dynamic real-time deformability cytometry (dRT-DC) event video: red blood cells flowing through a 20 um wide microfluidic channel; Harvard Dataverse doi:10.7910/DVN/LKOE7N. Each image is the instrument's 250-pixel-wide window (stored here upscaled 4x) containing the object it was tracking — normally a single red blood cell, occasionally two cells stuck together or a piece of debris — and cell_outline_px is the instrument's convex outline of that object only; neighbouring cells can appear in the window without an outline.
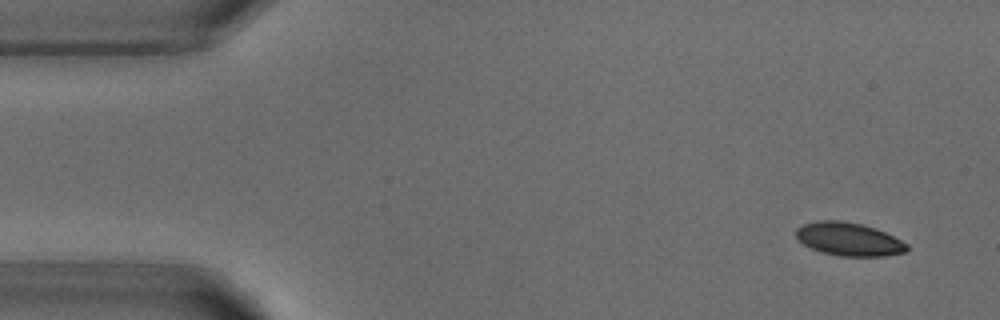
{"species": "common noctule bat (a hibernating species)", "species_latin": "Nyctalus noctula", "temperature_condition": "warm", "stored_images_in_passage": 4, "camera_frame_rate_fps": 3000, "um_per_image_px": 0.085, "animal": {"sex": "male", "body_mass_g": 18.8}, "frame": {"image": 1, "passage_image": 1, "time_ms": 0.0, "image_size_px": [1000, 320], "cell_outline_px": [[908, 248], [904, 252], [884, 256], [840, 256], [824, 252], [812, 248], [804, 244], [796, 236], [796, 228], [804, 224], [816, 220], [844, 220], [876, 228], [908, 244]], "centroid_in_image_um": [72.14, 20.31], "position_along_channel_um": 12.9, "area_um2": 21.27}}
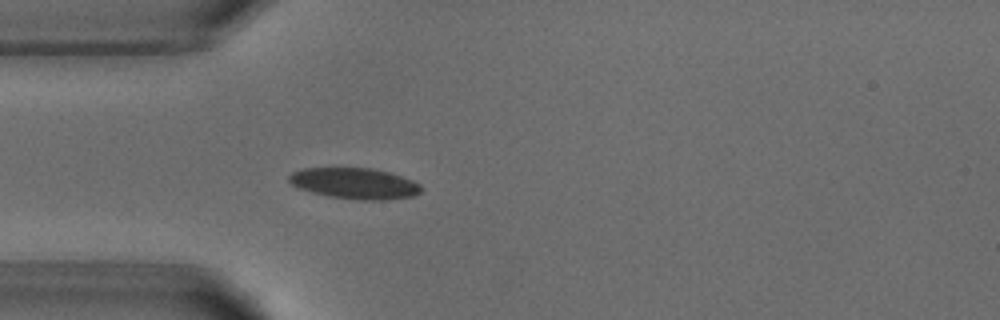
{"frame": {"image": 2, "passage_image": 4, "time_ms": 3.667, "image_size_px": [1000, 320], "cell_outline_px": [[420, 192], [412, 196], [388, 200], [360, 200], [328, 196], [312, 192], [300, 188], [292, 184], [288, 180], [288, 176], [292, 172], [304, 168], [372, 168], [388, 172], [412, 180], [420, 184]], "centroid_in_image_um": [30.13, 15.59], "position_along_channel_um": 54.9, "area_um2": 23.7}}